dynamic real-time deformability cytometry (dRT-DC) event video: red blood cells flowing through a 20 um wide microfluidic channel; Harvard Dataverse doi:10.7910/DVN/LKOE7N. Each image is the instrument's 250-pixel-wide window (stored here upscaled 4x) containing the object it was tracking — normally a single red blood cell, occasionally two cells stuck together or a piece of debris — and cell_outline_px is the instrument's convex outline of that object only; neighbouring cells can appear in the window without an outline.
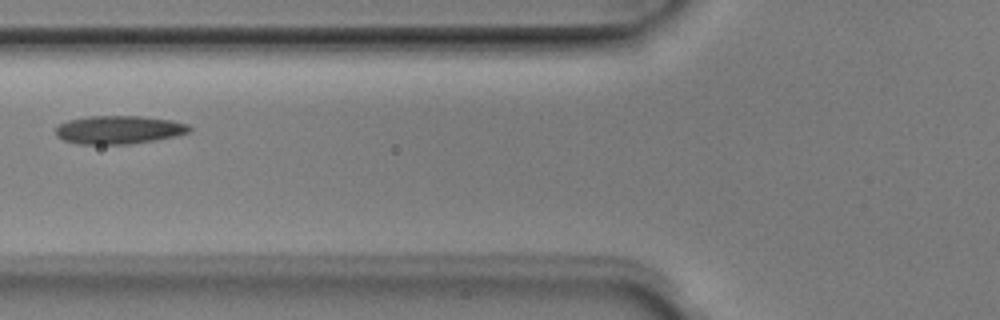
{"species": "Egyptian fruit bat (a non-hibernating species)", "species_latin": "Rousettus aegyptiacus", "temperature_condition": "room temperature", "stored_images_in_passage": 5, "camera_frame_rate_fps": 3000, "um_per_image_px": 0.085, "animal": {"sex": "male"}, "frame": {"image": 1, "passage_image": 5, "time_ms": 1.333, "image_size_px": [1000, 320], "cell_outline_px": [[192, 128], [188, 132], [176, 136], [156, 140], [128, 144], [76, 144], [64, 140], [56, 136], [56, 128], [60, 124], [68, 120], [88, 116], [140, 116], [172, 120], [188, 124]], "centroid_in_image_um": [10.1, 11.03], "position_along_channel_um": 115.7, "area_um2": 22.08}}